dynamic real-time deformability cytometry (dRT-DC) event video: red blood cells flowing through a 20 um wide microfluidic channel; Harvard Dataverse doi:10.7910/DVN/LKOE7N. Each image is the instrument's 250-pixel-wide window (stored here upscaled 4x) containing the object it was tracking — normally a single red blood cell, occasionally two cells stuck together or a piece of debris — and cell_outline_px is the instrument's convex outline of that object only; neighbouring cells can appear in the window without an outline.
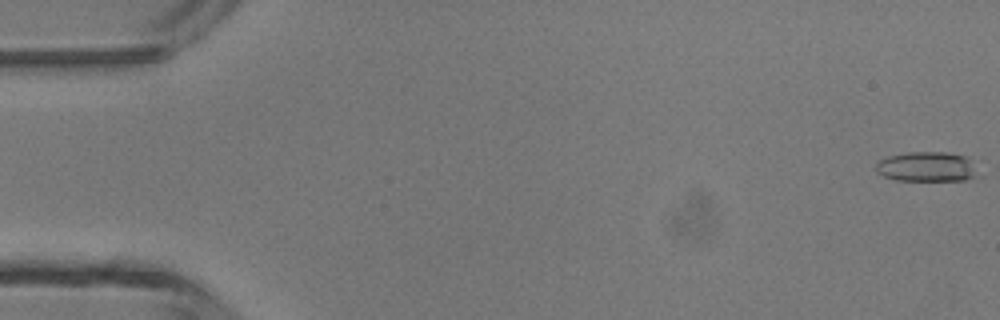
{"species": "common noctule bat (a hibernating species)", "species_latin": "Nyctalus noctula", "temperature_condition": "room temperature", "stored_images_in_passage": 48, "camera_frame_rate_fps": 3000, "um_per_image_px": 0.085, "animal": {"sex": "male", "body_mass_g": 13.3}, "frame": {"image": 1, "passage_image": 1, "time_ms": 0.0, "image_size_px": [1000, 320], "cell_outline_px": [[972, 176], [964, 180], [896, 180], [884, 176], [876, 172], [876, 164], [880, 160], [888, 156], [908, 152], [944, 152], [964, 156], [968, 160], [972, 168]], "centroid_in_image_um": [78.64, 14.16], "position_along_channel_um": 6.4, "area_um2": 17.05}}
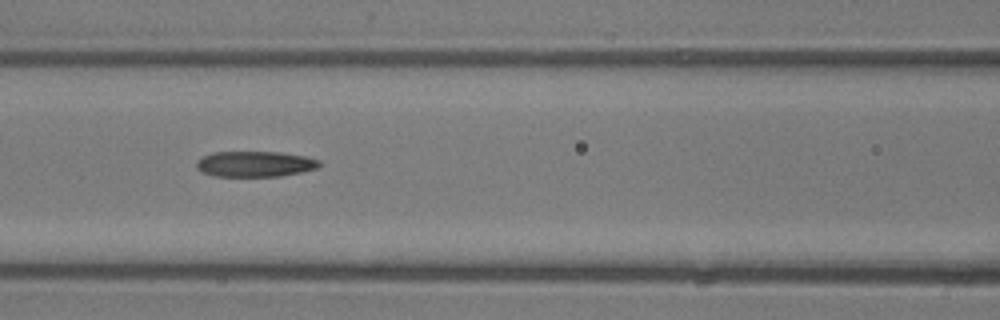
{"frame": {"image": 2, "passage_image": 21, "time_ms": 6.667, "image_size_px": [1000, 320], "cell_outline_px": [[320, 164], [316, 168], [300, 172], [280, 176], [212, 176], [200, 172], [196, 168], [196, 160], [212, 152], [280, 152], [304, 156], [320, 160]], "centroid_in_image_um": [21.61, 13.94], "position_along_channel_um": 145.0, "area_um2": 18.38}}
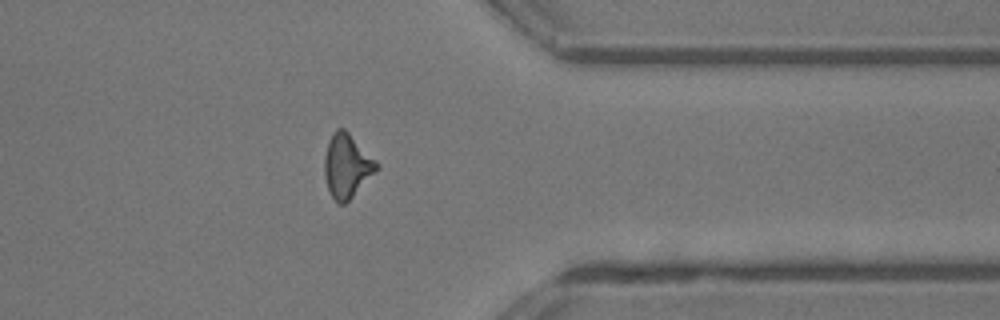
{"frame": {"image": 3, "passage_image": 38, "time_ms": 12.333, "image_size_px": [1000, 320], "cell_outline_px": [[380, 168], [344, 204], [340, 204], [332, 196], [328, 188], [324, 176], [324, 156], [328, 140], [332, 132], [336, 128], [344, 128], [380, 164]], "centroid_in_image_um": [29.48, 14.06], "position_along_channel_um": 381.9, "area_um2": 19.31}, "authors_computed_cell_mechanics": {"area_um2": 18.3226, "velocity_mm_per_s": 4.3791, "shape_relaxation_time_tau1_ms": 7.3544, "shape_relaxation_time_tau2_ms": 5.4635, "deformation_change_tau1": 0.2217, "deformation_change_tau2": 0.1939}}